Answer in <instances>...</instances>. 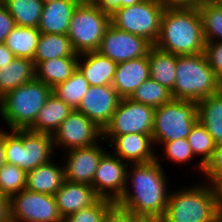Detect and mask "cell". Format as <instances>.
<instances>
[{"label":"cell","instance_id":"obj_14","mask_svg":"<svg viewBox=\"0 0 222 222\" xmlns=\"http://www.w3.org/2000/svg\"><path fill=\"white\" fill-rule=\"evenodd\" d=\"M129 167L128 163L107 151L99 161L91 186L101 198L116 203L124 193Z\"/></svg>","mask_w":222,"mask_h":222},{"label":"cell","instance_id":"obj_1","mask_svg":"<svg viewBox=\"0 0 222 222\" xmlns=\"http://www.w3.org/2000/svg\"><path fill=\"white\" fill-rule=\"evenodd\" d=\"M161 163V159L156 157L149 163L130 164L124 193L116 204L134 215L162 218L171 190Z\"/></svg>","mask_w":222,"mask_h":222},{"label":"cell","instance_id":"obj_25","mask_svg":"<svg viewBox=\"0 0 222 222\" xmlns=\"http://www.w3.org/2000/svg\"><path fill=\"white\" fill-rule=\"evenodd\" d=\"M78 57H60L39 62L36 66V79L54 88L68 80L77 70Z\"/></svg>","mask_w":222,"mask_h":222},{"label":"cell","instance_id":"obj_17","mask_svg":"<svg viewBox=\"0 0 222 222\" xmlns=\"http://www.w3.org/2000/svg\"><path fill=\"white\" fill-rule=\"evenodd\" d=\"M120 99L112 85L90 86L76 110L103 130L110 122Z\"/></svg>","mask_w":222,"mask_h":222},{"label":"cell","instance_id":"obj_19","mask_svg":"<svg viewBox=\"0 0 222 222\" xmlns=\"http://www.w3.org/2000/svg\"><path fill=\"white\" fill-rule=\"evenodd\" d=\"M148 78H150V67L147 55L118 63L111 85L120 98H130Z\"/></svg>","mask_w":222,"mask_h":222},{"label":"cell","instance_id":"obj_4","mask_svg":"<svg viewBox=\"0 0 222 222\" xmlns=\"http://www.w3.org/2000/svg\"><path fill=\"white\" fill-rule=\"evenodd\" d=\"M222 83L209 66L204 52L177 56L173 99L199 102L218 93Z\"/></svg>","mask_w":222,"mask_h":222},{"label":"cell","instance_id":"obj_11","mask_svg":"<svg viewBox=\"0 0 222 222\" xmlns=\"http://www.w3.org/2000/svg\"><path fill=\"white\" fill-rule=\"evenodd\" d=\"M10 222H62L53 195L22 190L9 199Z\"/></svg>","mask_w":222,"mask_h":222},{"label":"cell","instance_id":"obj_29","mask_svg":"<svg viewBox=\"0 0 222 222\" xmlns=\"http://www.w3.org/2000/svg\"><path fill=\"white\" fill-rule=\"evenodd\" d=\"M40 34L38 28L16 26L4 44L16 57L34 60Z\"/></svg>","mask_w":222,"mask_h":222},{"label":"cell","instance_id":"obj_47","mask_svg":"<svg viewBox=\"0 0 222 222\" xmlns=\"http://www.w3.org/2000/svg\"><path fill=\"white\" fill-rule=\"evenodd\" d=\"M214 190L216 194L218 207L222 215V179L214 186Z\"/></svg>","mask_w":222,"mask_h":222},{"label":"cell","instance_id":"obj_5","mask_svg":"<svg viewBox=\"0 0 222 222\" xmlns=\"http://www.w3.org/2000/svg\"><path fill=\"white\" fill-rule=\"evenodd\" d=\"M52 94V88L37 79L0 98V118L10 129H28Z\"/></svg>","mask_w":222,"mask_h":222},{"label":"cell","instance_id":"obj_39","mask_svg":"<svg viewBox=\"0 0 222 222\" xmlns=\"http://www.w3.org/2000/svg\"><path fill=\"white\" fill-rule=\"evenodd\" d=\"M204 53L209 66L214 71L217 79L222 83V42H205Z\"/></svg>","mask_w":222,"mask_h":222},{"label":"cell","instance_id":"obj_18","mask_svg":"<svg viewBox=\"0 0 222 222\" xmlns=\"http://www.w3.org/2000/svg\"><path fill=\"white\" fill-rule=\"evenodd\" d=\"M54 197L62 219L81 209L93 206L101 199L91 185L67 180L54 194Z\"/></svg>","mask_w":222,"mask_h":222},{"label":"cell","instance_id":"obj_41","mask_svg":"<svg viewBox=\"0 0 222 222\" xmlns=\"http://www.w3.org/2000/svg\"><path fill=\"white\" fill-rule=\"evenodd\" d=\"M101 222H130V212L114 203L106 211Z\"/></svg>","mask_w":222,"mask_h":222},{"label":"cell","instance_id":"obj_34","mask_svg":"<svg viewBox=\"0 0 222 222\" xmlns=\"http://www.w3.org/2000/svg\"><path fill=\"white\" fill-rule=\"evenodd\" d=\"M130 99L153 108H158L170 102L173 97L170 90L152 78H148L135 90Z\"/></svg>","mask_w":222,"mask_h":222},{"label":"cell","instance_id":"obj_22","mask_svg":"<svg viewBox=\"0 0 222 222\" xmlns=\"http://www.w3.org/2000/svg\"><path fill=\"white\" fill-rule=\"evenodd\" d=\"M53 160L27 172L25 189L54 196L63 185L65 174L63 164L60 166Z\"/></svg>","mask_w":222,"mask_h":222},{"label":"cell","instance_id":"obj_28","mask_svg":"<svg viewBox=\"0 0 222 222\" xmlns=\"http://www.w3.org/2000/svg\"><path fill=\"white\" fill-rule=\"evenodd\" d=\"M60 57H79L68 36L41 33L33 60L35 66L39 62Z\"/></svg>","mask_w":222,"mask_h":222},{"label":"cell","instance_id":"obj_15","mask_svg":"<svg viewBox=\"0 0 222 222\" xmlns=\"http://www.w3.org/2000/svg\"><path fill=\"white\" fill-rule=\"evenodd\" d=\"M65 152V163H63L65 180L92 185L99 161L107 152L103 148V144L98 142L91 146L70 149Z\"/></svg>","mask_w":222,"mask_h":222},{"label":"cell","instance_id":"obj_35","mask_svg":"<svg viewBox=\"0 0 222 222\" xmlns=\"http://www.w3.org/2000/svg\"><path fill=\"white\" fill-rule=\"evenodd\" d=\"M27 173L16 165L4 163L0 167V194L7 198L26 188Z\"/></svg>","mask_w":222,"mask_h":222},{"label":"cell","instance_id":"obj_31","mask_svg":"<svg viewBox=\"0 0 222 222\" xmlns=\"http://www.w3.org/2000/svg\"><path fill=\"white\" fill-rule=\"evenodd\" d=\"M187 140L195 158L197 155L201 158L200 161L196 162L198 163L196 170H199L203 175L205 166L212 159L217 144L214 142L206 127L199 121L191 128Z\"/></svg>","mask_w":222,"mask_h":222},{"label":"cell","instance_id":"obj_16","mask_svg":"<svg viewBox=\"0 0 222 222\" xmlns=\"http://www.w3.org/2000/svg\"><path fill=\"white\" fill-rule=\"evenodd\" d=\"M102 139V141H109L107 145L113 150L112 153L128 164L149 163L155 161L158 155L154 149L151 134L130 133L120 136H102Z\"/></svg>","mask_w":222,"mask_h":222},{"label":"cell","instance_id":"obj_7","mask_svg":"<svg viewBox=\"0 0 222 222\" xmlns=\"http://www.w3.org/2000/svg\"><path fill=\"white\" fill-rule=\"evenodd\" d=\"M109 24V13L92 0H82L72 14L67 32L75 52L80 55L97 51Z\"/></svg>","mask_w":222,"mask_h":222},{"label":"cell","instance_id":"obj_21","mask_svg":"<svg viewBox=\"0 0 222 222\" xmlns=\"http://www.w3.org/2000/svg\"><path fill=\"white\" fill-rule=\"evenodd\" d=\"M83 59V60H82ZM82 60V61H81ZM117 63L98 51L80 54L77 69L90 86L111 85Z\"/></svg>","mask_w":222,"mask_h":222},{"label":"cell","instance_id":"obj_8","mask_svg":"<svg viewBox=\"0 0 222 222\" xmlns=\"http://www.w3.org/2000/svg\"><path fill=\"white\" fill-rule=\"evenodd\" d=\"M198 121L197 102L172 99L155 108L152 140L162 145L181 138H187L191 128Z\"/></svg>","mask_w":222,"mask_h":222},{"label":"cell","instance_id":"obj_32","mask_svg":"<svg viewBox=\"0 0 222 222\" xmlns=\"http://www.w3.org/2000/svg\"><path fill=\"white\" fill-rule=\"evenodd\" d=\"M89 87L88 81L77 69L68 80L52 88V93L75 110L81 103L82 97L89 90Z\"/></svg>","mask_w":222,"mask_h":222},{"label":"cell","instance_id":"obj_40","mask_svg":"<svg viewBox=\"0 0 222 222\" xmlns=\"http://www.w3.org/2000/svg\"><path fill=\"white\" fill-rule=\"evenodd\" d=\"M16 27L15 21L7 8L0 3V44L5 42L7 35Z\"/></svg>","mask_w":222,"mask_h":222},{"label":"cell","instance_id":"obj_10","mask_svg":"<svg viewBox=\"0 0 222 222\" xmlns=\"http://www.w3.org/2000/svg\"><path fill=\"white\" fill-rule=\"evenodd\" d=\"M155 108L121 98L102 136H120L130 133L152 134Z\"/></svg>","mask_w":222,"mask_h":222},{"label":"cell","instance_id":"obj_37","mask_svg":"<svg viewBox=\"0 0 222 222\" xmlns=\"http://www.w3.org/2000/svg\"><path fill=\"white\" fill-rule=\"evenodd\" d=\"M161 146L164 148L163 155L165 153V159H169L176 165L188 164L189 162L191 163V160H196L187 138L164 142Z\"/></svg>","mask_w":222,"mask_h":222},{"label":"cell","instance_id":"obj_13","mask_svg":"<svg viewBox=\"0 0 222 222\" xmlns=\"http://www.w3.org/2000/svg\"><path fill=\"white\" fill-rule=\"evenodd\" d=\"M152 46L145 38L120 30L110 23L97 51L118 64L147 56Z\"/></svg>","mask_w":222,"mask_h":222},{"label":"cell","instance_id":"obj_2","mask_svg":"<svg viewBox=\"0 0 222 222\" xmlns=\"http://www.w3.org/2000/svg\"><path fill=\"white\" fill-rule=\"evenodd\" d=\"M154 46L176 56L204 52L205 40L197 7H165Z\"/></svg>","mask_w":222,"mask_h":222},{"label":"cell","instance_id":"obj_12","mask_svg":"<svg viewBox=\"0 0 222 222\" xmlns=\"http://www.w3.org/2000/svg\"><path fill=\"white\" fill-rule=\"evenodd\" d=\"M100 140H103L102 130L76 109L61 123L53 135L55 151L61 147L64 152L65 150L91 146Z\"/></svg>","mask_w":222,"mask_h":222},{"label":"cell","instance_id":"obj_36","mask_svg":"<svg viewBox=\"0 0 222 222\" xmlns=\"http://www.w3.org/2000/svg\"><path fill=\"white\" fill-rule=\"evenodd\" d=\"M113 204L112 200L101 198L93 206L74 212L62 222H101L104 214Z\"/></svg>","mask_w":222,"mask_h":222},{"label":"cell","instance_id":"obj_3","mask_svg":"<svg viewBox=\"0 0 222 222\" xmlns=\"http://www.w3.org/2000/svg\"><path fill=\"white\" fill-rule=\"evenodd\" d=\"M199 182L171 190L162 222H220L214 187Z\"/></svg>","mask_w":222,"mask_h":222},{"label":"cell","instance_id":"obj_33","mask_svg":"<svg viewBox=\"0 0 222 222\" xmlns=\"http://www.w3.org/2000/svg\"><path fill=\"white\" fill-rule=\"evenodd\" d=\"M197 10L201 17L205 42H222V7L206 0L197 6Z\"/></svg>","mask_w":222,"mask_h":222},{"label":"cell","instance_id":"obj_48","mask_svg":"<svg viewBox=\"0 0 222 222\" xmlns=\"http://www.w3.org/2000/svg\"><path fill=\"white\" fill-rule=\"evenodd\" d=\"M6 163L5 161V148H4V128L0 129V167Z\"/></svg>","mask_w":222,"mask_h":222},{"label":"cell","instance_id":"obj_23","mask_svg":"<svg viewBox=\"0 0 222 222\" xmlns=\"http://www.w3.org/2000/svg\"><path fill=\"white\" fill-rule=\"evenodd\" d=\"M72 111L73 109L69 105L52 93L28 130L54 135Z\"/></svg>","mask_w":222,"mask_h":222},{"label":"cell","instance_id":"obj_6","mask_svg":"<svg viewBox=\"0 0 222 222\" xmlns=\"http://www.w3.org/2000/svg\"><path fill=\"white\" fill-rule=\"evenodd\" d=\"M5 161L26 173L54 159L53 135L28 129L4 130Z\"/></svg>","mask_w":222,"mask_h":222},{"label":"cell","instance_id":"obj_43","mask_svg":"<svg viewBox=\"0 0 222 222\" xmlns=\"http://www.w3.org/2000/svg\"><path fill=\"white\" fill-rule=\"evenodd\" d=\"M165 7H197L206 0H160Z\"/></svg>","mask_w":222,"mask_h":222},{"label":"cell","instance_id":"obj_27","mask_svg":"<svg viewBox=\"0 0 222 222\" xmlns=\"http://www.w3.org/2000/svg\"><path fill=\"white\" fill-rule=\"evenodd\" d=\"M198 121L204 125L216 144L222 143V89L197 102Z\"/></svg>","mask_w":222,"mask_h":222},{"label":"cell","instance_id":"obj_9","mask_svg":"<svg viewBox=\"0 0 222 222\" xmlns=\"http://www.w3.org/2000/svg\"><path fill=\"white\" fill-rule=\"evenodd\" d=\"M164 9L160 0H140L131 6L116 9L110 15V23L154 45L159 36Z\"/></svg>","mask_w":222,"mask_h":222},{"label":"cell","instance_id":"obj_20","mask_svg":"<svg viewBox=\"0 0 222 222\" xmlns=\"http://www.w3.org/2000/svg\"><path fill=\"white\" fill-rule=\"evenodd\" d=\"M82 0H44L38 29L40 33L65 34L74 10Z\"/></svg>","mask_w":222,"mask_h":222},{"label":"cell","instance_id":"obj_26","mask_svg":"<svg viewBox=\"0 0 222 222\" xmlns=\"http://www.w3.org/2000/svg\"><path fill=\"white\" fill-rule=\"evenodd\" d=\"M148 61L150 78L172 91L176 82L177 56L153 45L148 52Z\"/></svg>","mask_w":222,"mask_h":222},{"label":"cell","instance_id":"obj_24","mask_svg":"<svg viewBox=\"0 0 222 222\" xmlns=\"http://www.w3.org/2000/svg\"><path fill=\"white\" fill-rule=\"evenodd\" d=\"M35 79L34 61L16 57L9 65L0 69V98L9 91Z\"/></svg>","mask_w":222,"mask_h":222},{"label":"cell","instance_id":"obj_49","mask_svg":"<svg viewBox=\"0 0 222 222\" xmlns=\"http://www.w3.org/2000/svg\"><path fill=\"white\" fill-rule=\"evenodd\" d=\"M211 1L222 7V0H211Z\"/></svg>","mask_w":222,"mask_h":222},{"label":"cell","instance_id":"obj_45","mask_svg":"<svg viewBox=\"0 0 222 222\" xmlns=\"http://www.w3.org/2000/svg\"><path fill=\"white\" fill-rule=\"evenodd\" d=\"M0 222H10L9 198L0 194Z\"/></svg>","mask_w":222,"mask_h":222},{"label":"cell","instance_id":"obj_30","mask_svg":"<svg viewBox=\"0 0 222 222\" xmlns=\"http://www.w3.org/2000/svg\"><path fill=\"white\" fill-rule=\"evenodd\" d=\"M2 4L13 17L16 26L38 27L44 0H4Z\"/></svg>","mask_w":222,"mask_h":222},{"label":"cell","instance_id":"obj_46","mask_svg":"<svg viewBox=\"0 0 222 222\" xmlns=\"http://www.w3.org/2000/svg\"><path fill=\"white\" fill-rule=\"evenodd\" d=\"M130 222H162V218L155 216L134 215L130 213Z\"/></svg>","mask_w":222,"mask_h":222},{"label":"cell","instance_id":"obj_44","mask_svg":"<svg viewBox=\"0 0 222 222\" xmlns=\"http://www.w3.org/2000/svg\"><path fill=\"white\" fill-rule=\"evenodd\" d=\"M16 56L2 43L0 44V69L4 66L9 65Z\"/></svg>","mask_w":222,"mask_h":222},{"label":"cell","instance_id":"obj_38","mask_svg":"<svg viewBox=\"0 0 222 222\" xmlns=\"http://www.w3.org/2000/svg\"><path fill=\"white\" fill-rule=\"evenodd\" d=\"M204 181L213 187L222 179V143L216 145L212 159L206 164Z\"/></svg>","mask_w":222,"mask_h":222},{"label":"cell","instance_id":"obj_42","mask_svg":"<svg viewBox=\"0 0 222 222\" xmlns=\"http://www.w3.org/2000/svg\"><path fill=\"white\" fill-rule=\"evenodd\" d=\"M102 11L110 15L118 8L131 6L140 0H92Z\"/></svg>","mask_w":222,"mask_h":222}]
</instances>
